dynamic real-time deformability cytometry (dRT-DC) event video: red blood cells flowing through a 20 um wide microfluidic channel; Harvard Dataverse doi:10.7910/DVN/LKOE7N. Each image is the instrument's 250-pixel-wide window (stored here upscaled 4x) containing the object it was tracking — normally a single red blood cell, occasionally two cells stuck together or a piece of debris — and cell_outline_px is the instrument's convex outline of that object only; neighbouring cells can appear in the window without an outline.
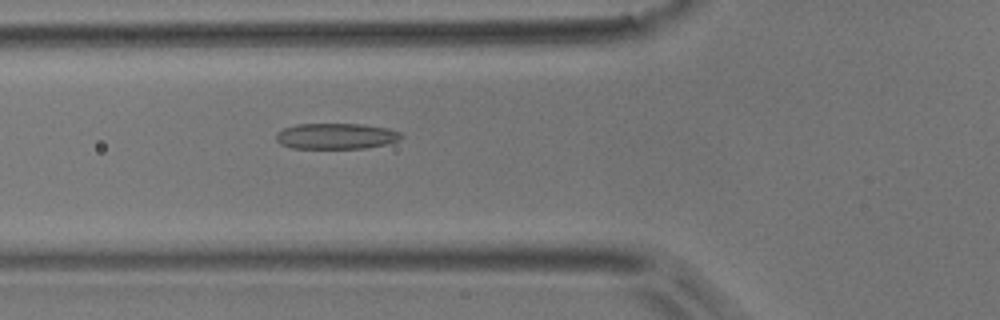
{"species": "common noctule bat (a hibernating species)", "species_latin": "Nyctalus noctula", "temperature_condition": "room temperature", "stored_images_in_passage": 42, "camera_frame_rate_fps": 3000, "um_per_image_px": 0.085, "animal": {"sex": "male", "body_mass_g": 17.9}, "frame": {"image": 1, "passage_image": 9, "time_ms": 2.667, "image_size_px": [1000, 320], "cell_outline_px": [[404, 136], [400, 140], [388, 144], [364, 148], [292, 148], [280, 144], [276, 140], [276, 132], [284, 128], [296, 124], [360, 124], [388, 128], [400, 132]], "centroid_in_image_um": [28.58, 11.57], "position_along_channel_um": 97.2, "area_um2": 18.96}}
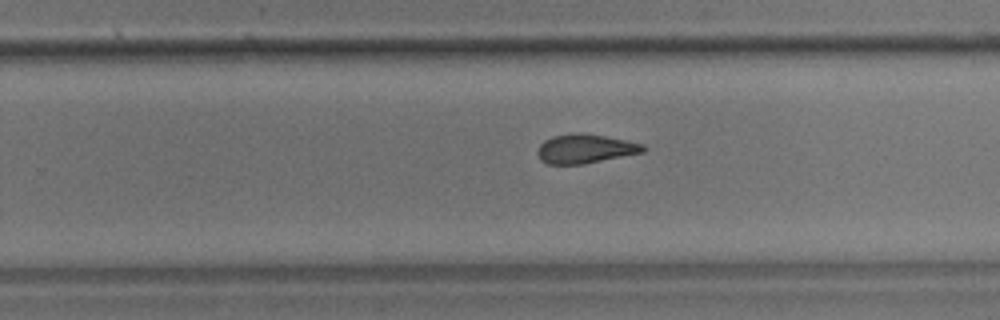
{"frame": {"image": 2, "passage_image": 23, "time_ms": 7.333, "image_size_px": [1000, 320], "cell_outline_px": [[648, 148], [644, 152], [584, 164], [548, 164], [540, 160], [536, 152], [540, 144], [544, 140], [552, 136], [572, 132], [584, 132], [644, 144]], "centroid_in_image_um": [49.72, 12.63], "position_along_channel_um": 280.1, "area_um2": 18.15}}
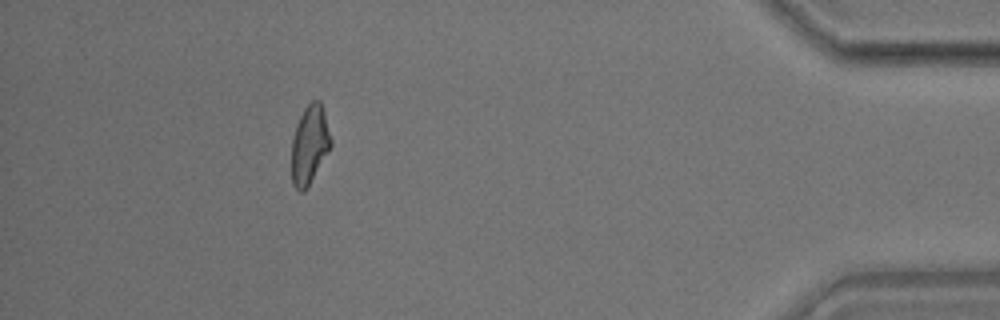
{"frame": {"image": 3, "passage_image": 37, "time_ms": 12.0, "image_size_px": [1000, 320], "cell_outline_px": [[332, 144], [328, 152], [304, 192], [300, 192], [292, 184], [292, 140], [296, 124], [304, 108], [312, 100], [320, 100], [324, 112], [332, 140]], "centroid_in_image_um": [26.31, 12.28], "position_along_channel_um": 408.9, "area_um2": 17.86}, "authors_computed_cell_mechanics": {"area_um2": 18.3515, "velocity_mm_per_s": 3.9117, "shape_relaxation_time_tau1_ms": 6.18, "shape_relaxation_time_tau2_ms": 2.0328, "deformation_change_tau1": 0.1723, "deformation_change_tau2": 0.0948}}